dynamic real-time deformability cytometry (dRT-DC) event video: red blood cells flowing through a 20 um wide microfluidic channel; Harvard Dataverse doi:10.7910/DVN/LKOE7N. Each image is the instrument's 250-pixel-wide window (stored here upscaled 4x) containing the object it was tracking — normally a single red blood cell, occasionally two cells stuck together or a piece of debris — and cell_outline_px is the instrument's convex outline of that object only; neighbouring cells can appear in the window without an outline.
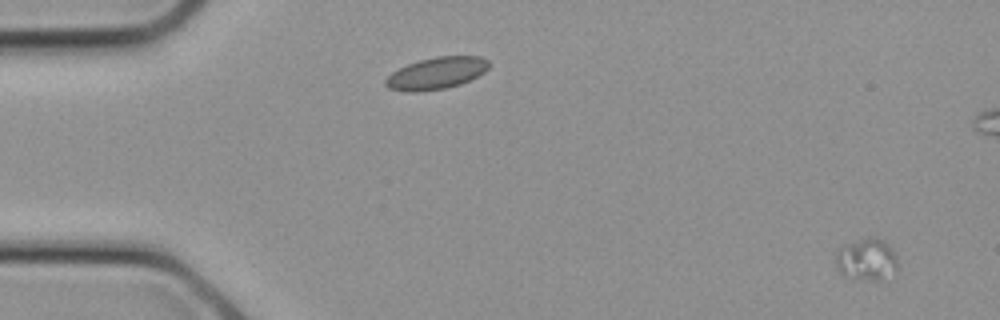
{"species": "common noctule bat (a hibernating species)", "species_latin": "Nyctalus noctula", "temperature_condition": "cold", "stored_images_in_passage": 8, "camera_frame_rate_fps": 3000, "um_per_image_px": 0.085, "animal": {"sex": "female", "body_mass_g": 21.9}, "frame": {"image": 1, "passage_image": 1, "time_ms": 0.0, "image_size_px": [1000, 320], "cell_outline_px": [[896, 268], [880, 280], [856, 280], [844, 276], [836, 268], [836, 252], [844, 244], [868, 236], [876, 236], [884, 240], [892, 248], [896, 256]], "centroid_in_image_um": [73.62, 22.02], "position_along_channel_um": 11.4, "area_um2": 15.32}}